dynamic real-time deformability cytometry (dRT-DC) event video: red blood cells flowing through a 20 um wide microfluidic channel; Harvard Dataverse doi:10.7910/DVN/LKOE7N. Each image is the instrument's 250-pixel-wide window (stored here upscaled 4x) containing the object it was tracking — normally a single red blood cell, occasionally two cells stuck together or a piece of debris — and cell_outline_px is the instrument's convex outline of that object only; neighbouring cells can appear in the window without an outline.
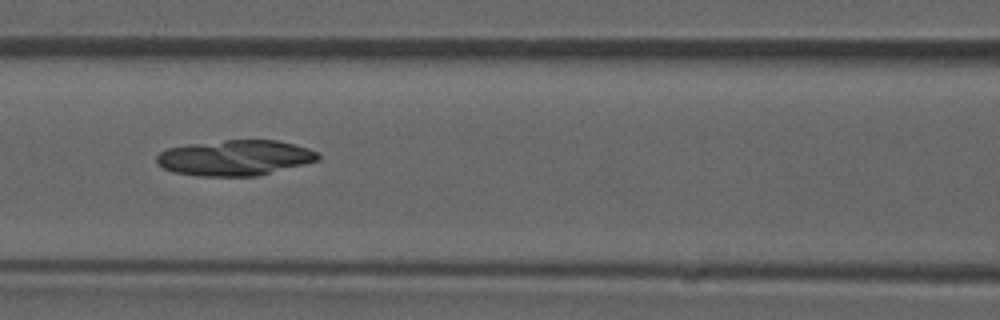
{"species": "common noctule bat (a hibernating species)", "species_latin": "Nyctalus noctula", "temperature_condition": "room temperature", "stored_images_in_passage": 52, "camera_frame_rate_fps": 3000, "um_per_image_px": 0.085, "animal": {"sex": "male", "forearm_length_mm": 52.5}, "frame": {"image": 1, "passage_image": 23, "time_ms": 7.333, "image_size_px": [1000, 320], "cell_outline_px": [[320, 160], [256, 176], [200, 176], [172, 172], [164, 168], [156, 160], [156, 156], [160, 152], [168, 148], [188, 144], [224, 140], [276, 140], [308, 148], [320, 152]], "centroid_in_image_um": [19.99, 13.41], "position_along_channel_um": 146.6, "area_um2": 33.35}}